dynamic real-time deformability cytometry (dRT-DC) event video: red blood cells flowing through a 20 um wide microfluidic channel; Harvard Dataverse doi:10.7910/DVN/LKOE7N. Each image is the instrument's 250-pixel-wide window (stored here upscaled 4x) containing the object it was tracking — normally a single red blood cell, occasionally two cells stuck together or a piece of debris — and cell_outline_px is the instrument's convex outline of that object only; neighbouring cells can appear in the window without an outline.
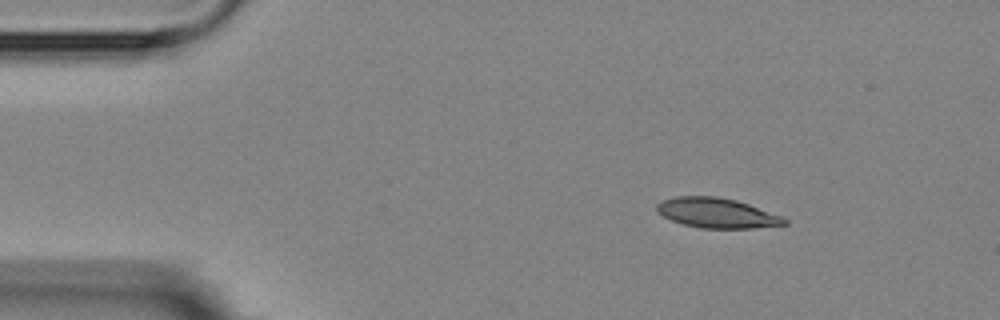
{"species": "Egyptian fruit bat (a non-hibernating species)", "species_latin": "Rousettus aegyptiacus", "temperature_condition": "room temperature", "stored_images_in_passage": 4, "camera_frame_rate_fps": 3000, "um_per_image_px": 0.085, "animal": {"sex": "female"}, "frame": {"image": 1, "passage_image": 2, "time_ms": 1.333, "image_size_px": [1000, 320], "cell_outline_px": [[788, 224], [752, 228], [700, 228], [684, 224], [672, 220], [656, 212], [656, 204], [664, 200], [676, 196], [716, 196], [736, 200], [748, 204], [780, 216], [788, 220]], "centroid_in_image_um": [60.91, 18.1], "position_along_channel_um": 24.1, "area_um2": 22.02}}
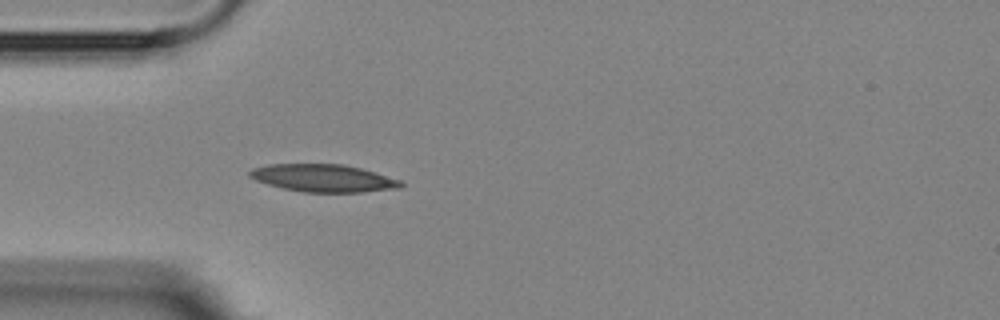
{"frame": {"image": 2, "passage_image": 4, "time_ms": 4.0, "image_size_px": [1000, 320], "cell_outline_px": [[404, 184], [400, 188], [364, 192], [304, 192], [284, 188], [268, 184], [256, 180], [248, 176], [248, 172], [252, 168], [268, 164], [344, 164], [360, 168], [400, 180]], "centroid_in_image_um": [27.47, 15.14], "position_along_channel_um": 57.5, "area_um2": 24.16}}